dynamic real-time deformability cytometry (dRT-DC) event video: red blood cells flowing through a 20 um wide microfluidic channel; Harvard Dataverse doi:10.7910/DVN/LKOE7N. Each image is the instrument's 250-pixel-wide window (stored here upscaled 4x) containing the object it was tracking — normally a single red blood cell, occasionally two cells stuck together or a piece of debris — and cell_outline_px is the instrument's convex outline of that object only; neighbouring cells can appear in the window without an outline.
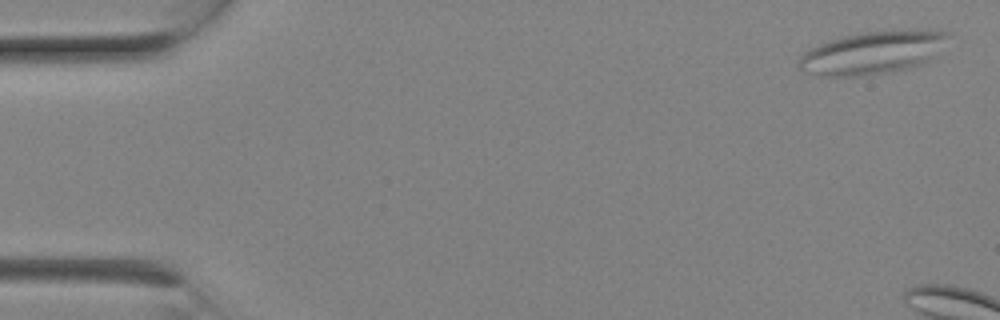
{"species": "Egyptian fruit bat (a non-hibernating species)", "species_latin": "Rousettus aegyptiacus", "temperature_condition": "room temperature", "stored_images_in_passage": 3, "camera_frame_rate_fps": 3000, "um_per_image_px": 0.085, "animal": {"sex": "female"}, "frame": {"image": 1, "passage_image": 1, "time_ms": 0.0, "image_size_px": [1000, 320], "cell_outline_px": [[948, 36], [936, 56], [920, 64], [888, 72], [868, 76], [820, 76], [804, 72], [796, 64], [800, 56], [804, 52], [820, 44], [844, 36], [864, 32], [916, 28], [928, 28], [948, 32]], "centroid_in_image_um": [74.19, 4.46], "position_along_channel_um": 10.8, "area_um2": 37.45}}